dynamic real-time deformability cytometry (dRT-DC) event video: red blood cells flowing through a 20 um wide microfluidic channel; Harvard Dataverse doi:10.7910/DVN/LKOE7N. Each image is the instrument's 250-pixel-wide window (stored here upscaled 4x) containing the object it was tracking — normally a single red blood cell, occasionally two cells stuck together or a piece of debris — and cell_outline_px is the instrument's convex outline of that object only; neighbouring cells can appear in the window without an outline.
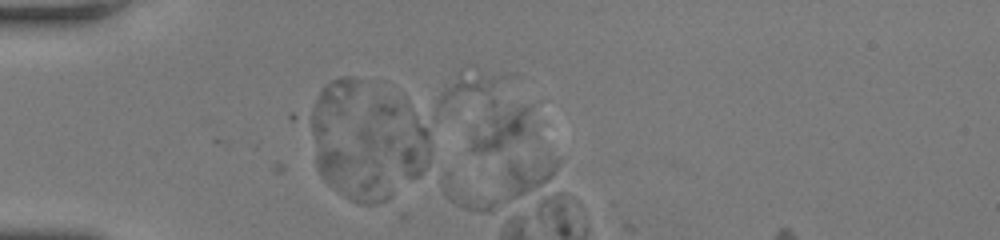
{"species": "human", "species_latin": "Homo sapiens", "temperature_condition": "room temperature", "stored_images_in_passage": 3, "camera_frame_rate_fps": 3000, "um_per_image_px": 0.085, "donor": {"sex": "female"}, "frame": {"image": 1, "passage_image": 3, "time_ms": 0.667, "image_size_px": [1000, 240], "cell_outline_px": [[556, 168], [544, 180], [524, 192], [484, 212], [464, 208], [456, 204], [444, 192], [444, 172], [548, 152], [556, 160]], "centroid_in_image_um": [42.22, 15.38], "position_along_channel_um": 42.8, "area_um2": 29.02}}